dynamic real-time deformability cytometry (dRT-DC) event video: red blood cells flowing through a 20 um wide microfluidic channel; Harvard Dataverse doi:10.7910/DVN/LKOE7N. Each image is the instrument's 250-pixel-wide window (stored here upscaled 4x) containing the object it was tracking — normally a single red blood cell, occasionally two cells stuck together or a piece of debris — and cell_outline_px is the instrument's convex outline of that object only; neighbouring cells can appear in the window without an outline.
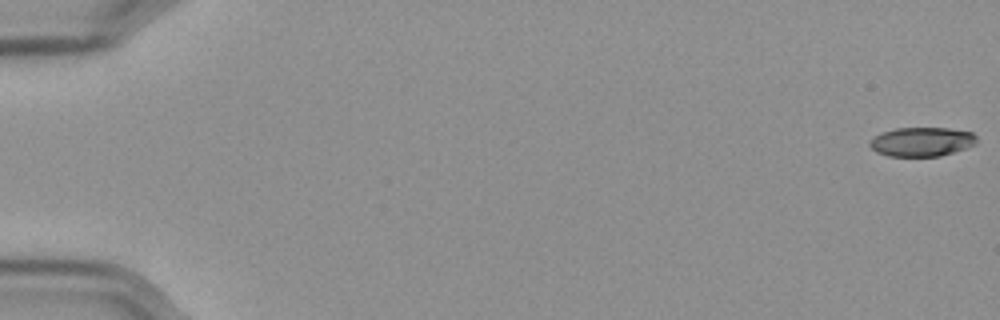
{"species": "Egyptian fruit bat (a non-hibernating species)", "species_latin": "Rousettus aegyptiacus", "temperature_condition": "cold", "stored_images_in_passage": 58, "camera_frame_rate_fps": 3000, "um_per_image_px": 0.085, "frame": {"image": 1, "passage_image": 1, "time_ms": 0.0, "image_size_px": [1000, 320], "cell_outline_px": [[976, 144], [940, 156], [888, 156], [876, 152], [868, 144], [876, 136], [884, 132], [896, 128], [948, 128], [972, 132], [976, 136]], "centroid_in_image_um": [78.36, 12.05], "position_along_channel_um": 6.6, "area_um2": 17.92}}
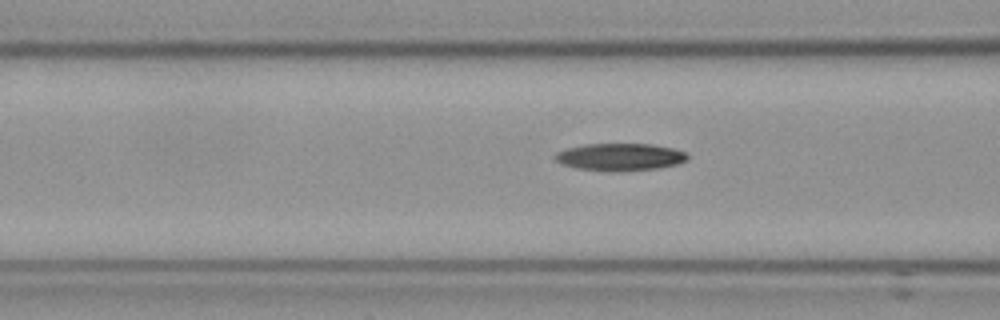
{"frame": {"image": 2, "passage_image": 24, "time_ms": 7.667, "image_size_px": [1000, 320], "cell_outline_px": [[688, 160], [676, 164], [660, 168], [620, 172], [608, 172], [576, 168], [560, 164], [552, 156], [556, 152], [568, 148], [584, 144], [652, 144], [676, 148], [684, 152], [688, 156]], "centroid_in_image_um": [52.69, 13.35], "position_along_channel_um": 113.9, "area_um2": 21.5}}
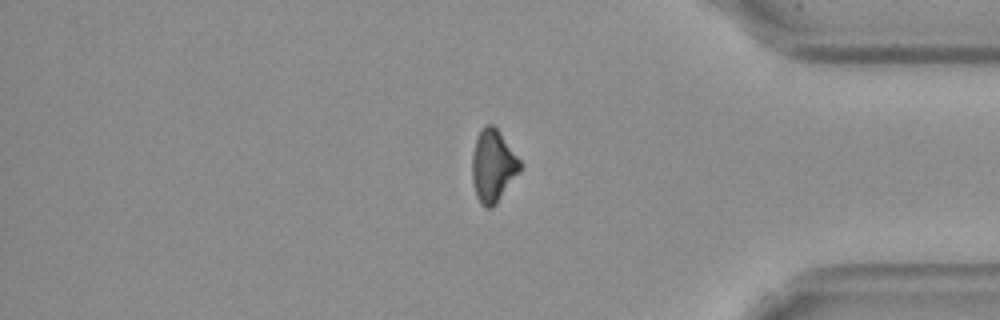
{"frame": {"image": 3, "passage_image": 49, "time_ms": 16.0, "image_size_px": [1000, 320], "cell_outline_px": [[524, 164], [520, 172], [496, 204], [492, 208], [484, 208], [480, 204], [476, 196], [472, 180], [472, 152], [480, 128], [484, 124], [492, 124], [496, 128]], "centroid_in_image_um": [41.91, 14.12], "position_along_channel_um": 393.3, "area_um2": 20.52}, "authors_computed_cell_mechanics": {"area_um2": 20.3456, "velocity_mm_per_s": 3.5824, "shape_relaxation_time_tau1_ms": 10.382, "shape_relaxation_time_tau2_ms": null, "deformation_change_tau1": 0.2349, "deformation_change_tau2": null}}